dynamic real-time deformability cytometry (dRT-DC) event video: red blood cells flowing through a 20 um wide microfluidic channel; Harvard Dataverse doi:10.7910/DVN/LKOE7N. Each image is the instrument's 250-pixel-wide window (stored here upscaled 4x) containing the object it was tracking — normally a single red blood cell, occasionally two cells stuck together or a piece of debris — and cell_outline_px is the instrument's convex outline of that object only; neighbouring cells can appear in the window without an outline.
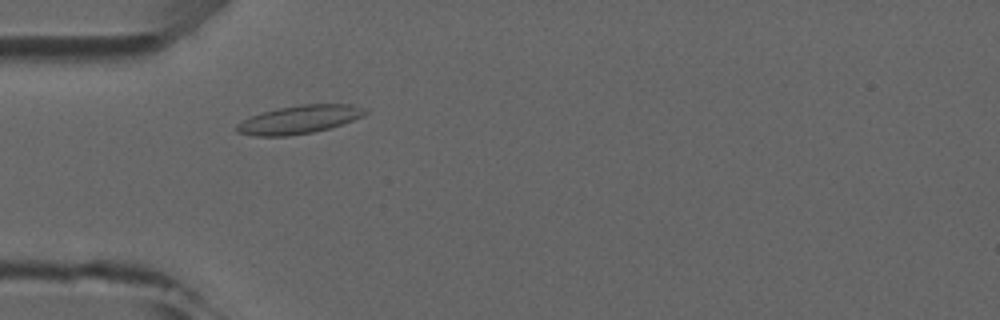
{"species": "common noctule bat (a hibernating species)", "species_latin": "Nyctalus noctula", "temperature_condition": "room temperature", "stored_images_in_passage": 4, "camera_frame_rate_fps": 3000, "um_per_image_px": 0.085, "animal": {"sex": "male", "forearm_length_mm": 52.5}, "frame": {"image": 1, "passage_image": 3, "time_ms": 2.333, "image_size_px": [1000, 320], "cell_outline_px": [[368, 112], [364, 116], [328, 128], [312, 132], [288, 136], [252, 136], [236, 132], [236, 124], [252, 116], [276, 108], [300, 104], [352, 104], [364, 108]], "centroid_in_image_um": [25.42, 10.15], "position_along_channel_um": 59.6, "area_um2": 21.04}}
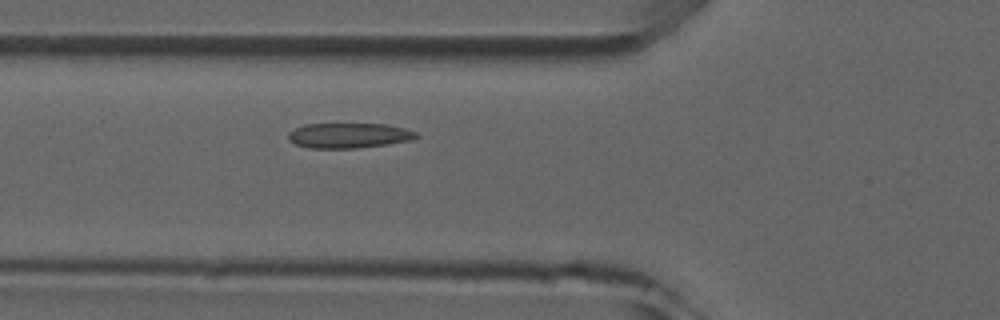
{"frame": {"image": 2, "passage_image": 4, "time_ms": 3.333, "image_size_px": [1000, 320], "cell_outline_px": [[420, 136], [408, 140], [388, 144], [356, 148], [312, 148], [296, 144], [288, 140], [288, 132], [304, 124], [384, 124], [404, 128], [416, 132]], "centroid_in_image_um": [29.63, 11.51], "position_along_channel_um": 96.2, "area_um2": 18.55}}